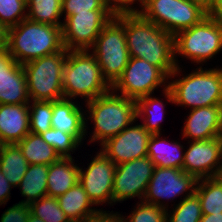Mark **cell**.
I'll list each match as a JSON object with an SVG mask.
<instances>
[{
	"label": "cell",
	"instance_id": "obj_37",
	"mask_svg": "<svg viewBox=\"0 0 222 222\" xmlns=\"http://www.w3.org/2000/svg\"><path fill=\"white\" fill-rule=\"evenodd\" d=\"M29 215V205L19 202L4 211L0 218V222H26Z\"/></svg>",
	"mask_w": 222,
	"mask_h": 222
},
{
	"label": "cell",
	"instance_id": "obj_45",
	"mask_svg": "<svg viewBox=\"0 0 222 222\" xmlns=\"http://www.w3.org/2000/svg\"><path fill=\"white\" fill-rule=\"evenodd\" d=\"M26 222H44V221L41 218L35 217L30 214Z\"/></svg>",
	"mask_w": 222,
	"mask_h": 222
},
{
	"label": "cell",
	"instance_id": "obj_7",
	"mask_svg": "<svg viewBox=\"0 0 222 222\" xmlns=\"http://www.w3.org/2000/svg\"><path fill=\"white\" fill-rule=\"evenodd\" d=\"M68 50L31 60L23 64L29 98L32 101H58L64 98L63 69Z\"/></svg>",
	"mask_w": 222,
	"mask_h": 222
},
{
	"label": "cell",
	"instance_id": "obj_22",
	"mask_svg": "<svg viewBox=\"0 0 222 222\" xmlns=\"http://www.w3.org/2000/svg\"><path fill=\"white\" fill-rule=\"evenodd\" d=\"M56 199L71 222H87L98 211L79 182Z\"/></svg>",
	"mask_w": 222,
	"mask_h": 222
},
{
	"label": "cell",
	"instance_id": "obj_12",
	"mask_svg": "<svg viewBox=\"0 0 222 222\" xmlns=\"http://www.w3.org/2000/svg\"><path fill=\"white\" fill-rule=\"evenodd\" d=\"M154 167L148 156L117 165L112 189L113 203L136 196L143 200Z\"/></svg>",
	"mask_w": 222,
	"mask_h": 222
},
{
	"label": "cell",
	"instance_id": "obj_9",
	"mask_svg": "<svg viewBox=\"0 0 222 222\" xmlns=\"http://www.w3.org/2000/svg\"><path fill=\"white\" fill-rule=\"evenodd\" d=\"M222 49V24L206 16L200 23L178 32L174 36L175 63L176 54L186 57L194 63L206 62Z\"/></svg>",
	"mask_w": 222,
	"mask_h": 222
},
{
	"label": "cell",
	"instance_id": "obj_21",
	"mask_svg": "<svg viewBox=\"0 0 222 222\" xmlns=\"http://www.w3.org/2000/svg\"><path fill=\"white\" fill-rule=\"evenodd\" d=\"M72 157H60L49 165L47 196L58 198L79 182L80 168Z\"/></svg>",
	"mask_w": 222,
	"mask_h": 222
},
{
	"label": "cell",
	"instance_id": "obj_44",
	"mask_svg": "<svg viewBox=\"0 0 222 222\" xmlns=\"http://www.w3.org/2000/svg\"><path fill=\"white\" fill-rule=\"evenodd\" d=\"M191 1L201 4L207 10H209L214 3V0H191Z\"/></svg>",
	"mask_w": 222,
	"mask_h": 222
},
{
	"label": "cell",
	"instance_id": "obj_25",
	"mask_svg": "<svg viewBox=\"0 0 222 222\" xmlns=\"http://www.w3.org/2000/svg\"><path fill=\"white\" fill-rule=\"evenodd\" d=\"M49 165L33 164L29 165L20 184L22 196L26 197V201H21L25 205L39 200L47 196V175Z\"/></svg>",
	"mask_w": 222,
	"mask_h": 222
},
{
	"label": "cell",
	"instance_id": "obj_36",
	"mask_svg": "<svg viewBox=\"0 0 222 222\" xmlns=\"http://www.w3.org/2000/svg\"><path fill=\"white\" fill-rule=\"evenodd\" d=\"M62 16L65 18L74 13H83L88 10H114L108 0H62Z\"/></svg>",
	"mask_w": 222,
	"mask_h": 222
},
{
	"label": "cell",
	"instance_id": "obj_4",
	"mask_svg": "<svg viewBox=\"0 0 222 222\" xmlns=\"http://www.w3.org/2000/svg\"><path fill=\"white\" fill-rule=\"evenodd\" d=\"M88 52L90 50H68L62 77L65 99L81 96L88 102L111 89L101 74L97 59Z\"/></svg>",
	"mask_w": 222,
	"mask_h": 222
},
{
	"label": "cell",
	"instance_id": "obj_27",
	"mask_svg": "<svg viewBox=\"0 0 222 222\" xmlns=\"http://www.w3.org/2000/svg\"><path fill=\"white\" fill-rule=\"evenodd\" d=\"M195 193L200 199L202 214L222 213V175L197 180Z\"/></svg>",
	"mask_w": 222,
	"mask_h": 222
},
{
	"label": "cell",
	"instance_id": "obj_39",
	"mask_svg": "<svg viewBox=\"0 0 222 222\" xmlns=\"http://www.w3.org/2000/svg\"><path fill=\"white\" fill-rule=\"evenodd\" d=\"M138 1L139 4H143L145 0H108L110 6L116 11H136L131 5Z\"/></svg>",
	"mask_w": 222,
	"mask_h": 222
},
{
	"label": "cell",
	"instance_id": "obj_33",
	"mask_svg": "<svg viewBox=\"0 0 222 222\" xmlns=\"http://www.w3.org/2000/svg\"><path fill=\"white\" fill-rule=\"evenodd\" d=\"M42 139L59 154L60 157H72L71 151L81 142L73 135L51 128L40 135Z\"/></svg>",
	"mask_w": 222,
	"mask_h": 222
},
{
	"label": "cell",
	"instance_id": "obj_24",
	"mask_svg": "<svg viewBox=\"0 0 222 222\" xmlns=\"http://www.w3.org/2000/svg\"><path fill=\"white\" fill-rule=\"evenodd\" d=\"M29 164L18 144L0 145V171L13 186H19Z\"/></svg>",
	"mask_w": 222,
	"mask_h": 222
},
{
	"label": "cell",
	"instance_id": "obj_28",
	"mask_svg": "<svg viewBox=\"0 0 222 222\" xmlns=\"http://www.w3.org/2000/svg\"><path fill=\"white\" fill-rule=\"evenodd\" d=\"M136 103V118L142 117L143 119V127L150 133V134H161V121H163V116L165 111L164 110V104L162 100H159L157 98H152L151 95L143 96L139 99L135 100ZM157 111H159V114L161 112V115H158ZM143 114V116H142ZM160 116L157 118V115ZM146 116V117H145ZM145 117V118H144Z\"/></svg>",
	"mask_w": 222,
	"mask_h": 222
},
{
	"label": "cell",
	"instance_id": "obj_32",
	"mask_svg": "<svg viewBox=\"0 0 222 222\" xmlns=\"http://www.w3.org/2000/svg\"><path fill=\"white\" fill-rule=\"evenodd\" d=\"M31 106L29 107L30 133L41 135L52 128V101H33Z\"/></svg>",
	"mask_w": 222,
	"mask_h": 222
},
{
	"label": "cell",
	"instance_id": "obj_15",
	"mask_svg": "<svg viewBox=\"0 0 222 222\" xmlns=\"http://www.w3.org/2000/svg\"><path fill=\"white\" fill-rule=\"evenodd\" d=\"M116 164L100 151L90 162L87 170L80 168L79 183L94 205L113 203V183Z\"/></svg>",
	"mask_w": 222,
	"mask_h": 222
},
{
	"label": "cell",
	"instance_id": "obj_10",
	"mask_svg": "<svg viewBox=\"0 0 222 222\" xmlns=\"http://www.w3.org/2000/svg\"><path fill=\"white\" fill-rule=\"evenodd\" d=\"M115 13V10H88L68 16L61 27L63 46L67 50H89Z\"/></svg>",
	"mask_w": 222,
	"mask_h": 222
},
{
	"label": "cell",
	"instance_id": "obj_18",
	"mask_svg": "<svg viewBox=\"0 0 222 222\" xmlns=\"http://www.w3.org/2000/svg\"><path fill=\"white\" fill-rule=\"evenodd\" d=\"M182 134L193 141L222 137V105L191 109Z\"/></svg>",
	"mask_w": 222,
	"mask_h": 222
},
{
	"label": "cell",
	"instance_id": "obj_1",
	"mask_svg": "<svg viewBox=\"0 0 222 222\" xmlns=\"http://www.w3.org/2000/svg\"><path fill=\"white\" fill-rule=\"evenodd\" d=\"M124 31L130 57L148 61L169 78L180 74V66L175 63L173 35L144 19L137 11H124Z\"/></svg>",
	"mask_w": 222,
	"mask_h": 222
},
{
	"label": "cell",
	"instance_id": "obj_5",
	"mask_svg": "<svg viewBox=\"0 0 222 222\" xmlns=\"http://www.w3.org/2000/svg\"><path fill=\"white\" fill-rule=\"evenodd\" d=\"M86 105L89 118L93 120L92 123L94 122V132L89 142L97 140L103 144L126 127L132 126L137 119L135 100L116 95L111 89L102 96L88 101Z\"/></svg>",
	"mask_w": 222,
	"mask_h": 222
},
{
	"label": "cell",
	"instance_id": "obj_20",
	"mask_svg": "<svg viewBox=\"0 0 222 222\" xmlns=\"http://www.w3.org/2000/svg\"><path fill=\"white\" fill-rule=\"evenodd\" d=\"M78 105L71 99L52 102V128L73 134L81 143L86 133V118Z\"/></svg>",
	"mask_w": 222,
	"mask_h": 222
},
{
	"label": "cell",
	"instance_id": "obj_13",
	"mask_svg": "<svg viewBox=\"0 0 222 222\" xmlns=\"http://www.w3.org/2000/svg\"><path fill=\"white\" fill-rule=\"evenodd\" d=\"M196 183L197 179L183 169L154 167L143 201L166 209L160 199L171 200L189 190L195 191Z\"/></svg>",
	"mask_w": 222,
	"mask_h": 222
},
{
	"label": "cell",
	"instance_id": "obj_26",
	"mask_svg": "<svg viewBox=\"0 0 222 222\" xmlns=\"http://www.w3.org/2000/svg\"><path fill=\"white\" fill-rule=\"evenodd\" d=\"M22 150L23 156L29 165H50L57 161L60 156L53 147L48 145L40 135L28 133L17 143Z\"/></svg>",
	"mask_w": 222,
	"mask_h": 222
},
{
	"label": "cell",
	"instance_id": "obj_3",
	"mask_svg": "<svg viewBox=\"0 0 222 222\" xmlns=\"http://www.w3.org/2000/svg\"><path fill=\"white\" fill-rule=\"evenodd\" d=\"M169 102L191 109L222 105V68L203 70L202 66L181 79H175L164 88Z\"/></svg>",
	"mask_w": 222,
	"mask_h": 222
},
{
	"label": "cell",
	"instance_id": "obj_16",
	"mask_svg": "<svg viewBox=\"0 0 222 222\" xmlns=\"http://www.w3.org/2000/svg\"><path fill=\"white\" fill-rule=\"evenodd\" d=\"M151 134L142 124L128 126L116 136L101 144V150L116 166L147 156Z\"/></svg>",
	"mask_w": 222,
	"mask_h": 222
},
{
	"label": "cell",
	"instance_id": "obj_14",
	"mask_svg": "<svg viewBox=\"0 0 222 222\" xmlns=\"http://www.w3.org/2000/svg\"><path fill=\"white\" fill-rule=\"evenodd\" d=\"M184 153L182 169L197 180L222 175V137L192 141Z\"/></svg>",
	"mask_w": 222,
	"mask_h": 222
},
{
	"label": "cell",
	"instance_id": "obj_42",
	"mask_svg": "<svg viewBox=\"0 0 222 222\" xmlns=\"http://www.w3.org/2000/svg\"><path fill=\"white\" fill-rule=\"evenodd\" d=\"M8 28L0 22V52L7 50Z\"/></svg>",
	"mask_w": 222,
	"mask_h": 222
},
{
	"label": "cell",
	"instance_id": "obj_38",
	"mask_svg": "<svg viewBox=\"0 0 222 222\" xmlns=\"http://www.w3.org/2000/svg\"><path fill=\"white\" fill-rule=\"evenodd\" d=\"M87 222H127L125 217L116 213L98 210Z\"/></svg>",
	"mask_w": 222,
	"mask_h": 222
},
{
	"label": "cell",
	"instance_id": "obj_17",
	"mask_svg": "<svg viewBox=\"0 0 222 222\" xmlns=\"http://www.w3.org/2000/svg\"><path fill=\"white\" fill-rule=\"evenodd\" d=\"M26 76L23 65L17 63L7 51L0 52V104H29Z\"/></svg>",
	"mask_w": 222,
	"mask_h": 222
},
{
	"label": "cell",
	"instance_id": "obj_8",
	"mask_svg": "<svg viewBox=\"0 0 222 222\" xmlns=\"http://www.w3.org/2000/svg\"><path fill=\"white\" fill-rule=\"evenodd\" d=\"M136 10L150 21L175 36L178 32L200 23L208 10L191 0H145Z\"/></svg>",
	"mask_w": 222,
	"mask_h": 222
},
{
	"label": "cell",
	"instance_id": "obj_34",
	"mask_svg": "<svg viewBox=\"0 0 222 222\" xmlns=\"http://www.w3.org/2000/svg\"><path fill=\"white\" fill-rule=\"evenodd\" d=\"M26 9V0H0V22L7 28L13 27L27 19Z\"/></svg>",
	"mask_w": 222,
	"mask_h": 222
},
{
	"label": "cell",
	"instance_id": "obj_2",
	"mask_svg": "<svg viewBox=\"0 0 222 222\" xmlns=\"http://www.w3.org/2000/svg\"><path fill=\"white\" fill-rule=\"evenodd\" d=\"M63 48L61 26L24 19L8 28L7 51L19 64L55 54Z\"/></svg>",
	"mask_w": 222,
	"mask_h": 222
},
{
	"label": "cell",
	"instance_id": "obj_6",
	"mask_svg": "<svg viewBox=\"0 0 222 222\" xmlns=\"http://www.w3.org/2000/svg\"><path fill=\"white\" fill-rule=\"evenodd\" d=\"M98 61L103 78L112 86L130 60L124 31V11H118L102 29L90 48Z\"/></svg>",
	"mask_w": 222,
	"mask_h": 222
},
{
	"label": "cell",
	"instance_id": "obj_23",
	"mask_svg": "<svg viewBox=\"0 0 222 222\" xmlns=\"http://www.w3.org/2000/svg\"><path fill=\"white\" fill-rule=\"evenodd\" d=\"M160 136V134H151L148 141L147 156L152 160L155 167L182 169L185 155L182 153L183 146L178 142L159 140Z\"/></svg>",
	"mask_w": 222,
	"mask_h": 222
},
{
	"label": "cell",
	"instance_id": "obj_43",
	"mask_svg": "<svg viewBox=\"0 0 222 222\" xmlns=\"http://www.w3.org/2000/svg\"><path fill=\"white\" fill-rule=\"evenodd\" d=\"M200 222H222V213L209 215L203 214Z\"/></svg>",
	"mask_w": 222,
	"mask_h": 222
},
{
	"label": "cell",
	"instance_id": "obj_29",
	"mask_svg": "<svg viewBox=\"0 0 222 222\" xmlns=\"http://www.w3.org/2000/svg\"><path fill=\"white\" fill-rule=\"evenodd\" d=\"M26 3L29 8L27 19L62 27L59 20L62 17V0H26Z\"/></svg>",
	"mask_w": 222,
	"mask_h": 222
},
{
	"label": "cell",
	"instance_id": "obj_41",
	"mask_svg": "<svg viewBox=\"0 0 222 222\" xmlns=\"http://www.w3.org/2000/svg\"><path fill=\"white\" fill-rule=\"evenodd\" d=\"M208 15L222 24V0H214L212 7L208 10Z\"/></svg>",
	"mask_w": 222,
	"mask_h": 222
},
{
	"label": "cell",
	"instance_id": "obj_30",
	"mask_svg": "<svg viewBox=\"0 0 222 222\" xmlns=\"http://www.w3.org/2000/svg\"><path fill=\"white\" fill-rule=\"evenodd\" d=\"M166 215V222H200L202 214L201 202L195 191L187 195ZM169 218V219H168Z\"/></svg>",
	"mask_w": 222,
	"mask_h": 222
},
{
	"label": "cell",
	"instance_id": "obj_31",
	"mask_svg": "<svg viewBox=\"0 0 222 222\" xmlns=\"http://www.w3.org/2000/svg\"><path fill=\"white\" fill-rule=\"evenodd\" d=\"M29 207L30 214L41 218L44 222H71L54 197L44 196L31 203Z\"/></svg>",
	"mask_w": 222,
	"mask_h": 222
},
{
	"label": "cell",
	"instance_id": "obj_35",
	"mask_svg": "<svg viewBox=\"0 0 222 222\" xmlns=\"http://www.w3.org/2000/svg\"><path fill=\"white\" fill-rule=\"evenodd\" d=\"M140 201L141 203L131 212L132 214L130 213V216L126 218L127 222H166L168 209Z\"/></svg>",
	"mask_w": 222,
	"mask_h": 222
},
{
	"label": "cell",
	"instance_id": "obj_40",
	"mask_svg": "<svg viewBox=\"0 0 222 222\" xmlns=\"http://www.w3.org/2000/svg\"><path fill=\"white\" fill-rule=\"evenodd\" d=\"M12 187L5 175L0 171V205L6 204L10 199V190Z\"/></svg>",
	"mask_w": 222,
	"mask_h": 222
},
{
	"label": "cell",
	"instance_id": "obj_19",
	"mask_svg": "<svg viewBox=\"0 0 222 222\" xmlns=\"http://www.w3.org/2000/svg\"><path fill=\"white\" fill-rule=\"evenodd\" d=\"M29 104H0V145L17 144L28 133Z\"/></svg>",
	"mask_w": 222,
	"mask_h": 222
},
{
	"label": "cell",
	"instance_id": "obj_11",
	"mask_svg": "<svg viewBox=\"0 0 222 222\" xmlns=\"http://www.w3.org/2000/svg\"><path fill=\"white\" fill-rule=\"evenodd\" d=\"M168 79L169 77L160 68L148 61L130 57L122 75L111 86V90L115 93L120 91V95L136 100L153 94V91L163 84L167 89L168 84L165 83L168 82L165 81Z\"/></svg>",
	"mask_w": 222,
	"mask_h": 222
}]
</instances>
